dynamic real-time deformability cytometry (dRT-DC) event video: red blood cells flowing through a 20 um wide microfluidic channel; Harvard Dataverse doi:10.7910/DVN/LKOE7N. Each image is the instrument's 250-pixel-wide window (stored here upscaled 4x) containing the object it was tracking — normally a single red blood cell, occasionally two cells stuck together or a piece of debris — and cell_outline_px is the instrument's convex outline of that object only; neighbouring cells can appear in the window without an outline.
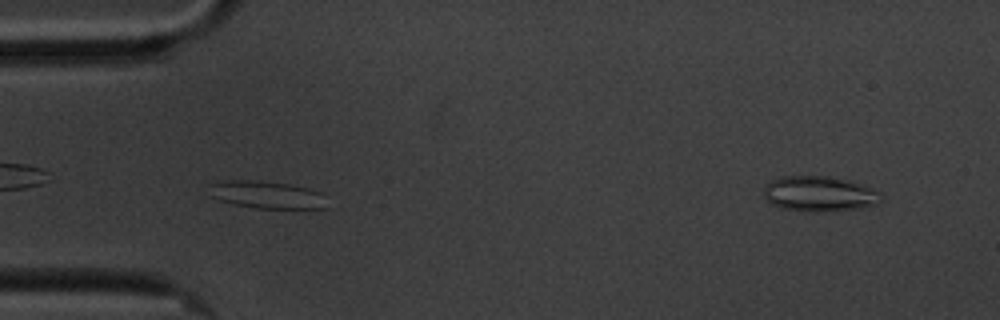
{"species": "common noctule bat (a hibernating species)", "species_latin": "Nyctalus noctula", "temperature_condition": "cold", "stored_images_in_passage": 44, "camera_frame_rate_fps": 3000, "um_per_image_px": 0.085, "animal": {"sex": "male", "body_mass_g": 20.1, "forearm_length_mm": 53.5}, "frame": {"image": 1, "passage_image": 2, "time_ms": 0.333, "image_size_px": [1000, 320], "cell_outline_px": [[324, 208], [256, 208], [236, 204], [220, 200], [212, 196], [208, 184], [224, 180], [256, 180], [288, 184], [308, 188], [320, 192]], "centroid_in_image_um": [22.59, 16.53], "position_along_channel_um": 62.4, "area_um2": 18.38}}
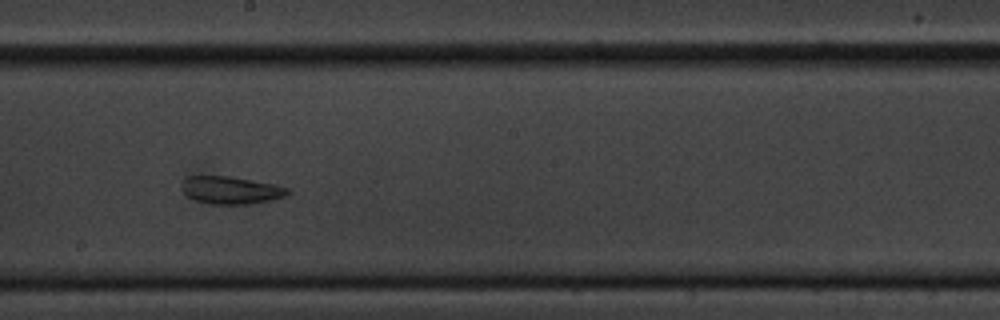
{"frame": {"image": 2, "passage_image": 17, "time_ms": 5.333, "image_size_px": [1000, 320], "cell_outline_px": [[292, 192], [284, 196], [272, 200], [252, 204], [208, 204], [196, 200], [188, 196], [180, 188], [180, 184], [184, 176], [232, 176], [276, 184], [288, 188]], "centroid_in_image_um": [19.62, 16.15], "position_along_channel_um": 228.6, "area_um2": 17.4}}
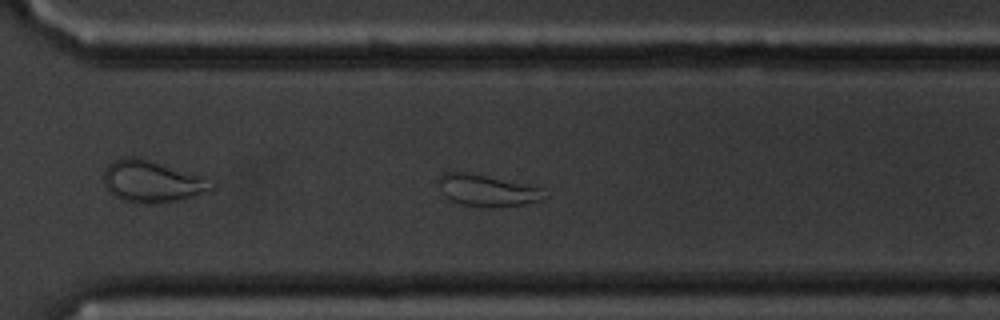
{"frame": {"image": 3, "passage_image": 26, "time_ms": 8.333, "image_size_px": [1000, 320], "cell_outline_px": [[548, 196], [540, 200], [524, 204], [460, 204], [448, 200], [444, 196], [436, 184], [440, 176], [444, 172], [464, 172], [484, 176], [540, 188]], "centroid_in_image_um": [41.29, 16.15], "position_along_channel_um": 329.3, "area_um2": 18.38}, "authors_computed_cell_mechanics": {"area_um2": 17.9469, "velocity_mm_per_s": 3.3634, "shape_relaxation_time_tau1_ms": null, "shape_relaxation_time_tau2_ms": 2.5034, "deformation_change_tau1": null, "deformation_change_tau2": 0.067}}